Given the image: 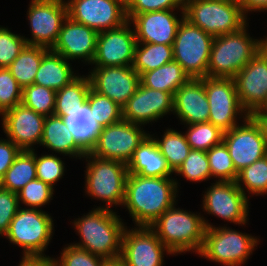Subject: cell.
Listing matches in <instances>:
<instances>
[{"label": "cell", "instance_id": "cell-29", "mask_svg": "<svg viewBox=\"0 0 267 266\" xmlns=\"http://www.w3.org/2000/svg\"><path fill=\"white\" fill-rule=\"evenodd\" d=\"M190 79L189 75L176 61L169 62L140 75V83L143 86L173 95L180 86L186 84Z\"/></svg>", "mask_w": 267, "mask_h": 266}, {"label": "cell", "instance_id": "cell-41", "mask_svg": "<svg viewBox=\"0 0 267 266\" xmlns=\"http://www.w3.org/2000/svg\"><path fill=\"white\" fill-rule=\"evenodd\" d=\"M54 189L40 179L28 182L18 193V203L20 201L32 209H38L52 200Z\"/></svg>", "mask_w": 267, "mask_h": 266}, {"label": "cell", "instance_id": "cell-25", "mask_svg": "<svg viewBox=\"0 0 267 266\" xmlns=\"http://www.w3.org/2000/svg\"><path fill=\"white\" fill-rule=\"evenodd\" d=\"M127 168L128 174L144 177H170L173 173L150 134L135 149Z\"/></svg>", "mask_w": 267, "mask_h": 266}, {"label": "cell", "instance_id": "cell-4", "mask_svg": "<svg viewBox=\"0 0 267 266\" xmlns=\"http://www.w3.org/2000/svg\"><path fill=\"white\" fill-rule=\"evenodd\" d=\"M247 25L229 34L213 39L207 77L234 78L235 75L261 50L263 39H252Z\"/></svg>", "mask_w": 267, "mask_h": 266}, {"label": "cell", "instance_id": "cell-39", "mask_svg": "<svg viewBox=\"0 0 267 266\" xmlns=\"http://www.w3.org/2000/svg\"><path fill=\"white\" fill-rule=\"evenodd\" d=\"M212 177L219 181H236L238 173L234 167L229 150L222 141L206 152Z\"/></svg>", "mask_w": 267, "mask_h": 266}, {"label": "cell", "instance_id": "cell-52", "mask_svg": "<svg viewBox=\"0 0 267 266\" xmlns=\"http://www.w3.org/2000/svg\"><path fill=\"white\" fill-rule=\"evenodd\" d=\"M104 266H126L125 263L120 259L107 260Z\"/></svg>", "mask_w": 267, "mask_h": 266}, {"label": "cell", "instance_id": "cell-22", "mask_svg": "<svg viewBox=\"0 0 267 266\" xmlns=\"http://www.w3.org/2000/svg\"><path fill=\"white\" fill-rule=\"evenodd\" d=\"M98 34L96 30L67 17L51 50L61 54L67 61L82 58V61L91 64L96 52Z\"/></svg>", "mask_w": 267, "mask_h": 266}, {"label": "cell", "instance_id": "cell-16", "mask_svg": "<svg viewBox=\"0 0 267 266\" xmlns=\"http://www.w3.org/2000/svg\"><path fill=\"white\" fill-rule=\"evenodd\" d=\"M165 251L172 254L150 227H125L120 259L126 266H163Z\"/></svg>", "mask_w": 267, "mask_h": 266}, {"label": "cell", "instance_id": "cell-36", "mask_svg": "<svg viewBox=\"0 0 267 266\" xmlns=\"http://www.w3.org/2000/svg\"><path fill=\"white\" fill-rule=\"evenodd\" d=\"M235 182L244 194H267V155L239 171Z\"/></svg>", "mask_w": 267, "mask_h": 266}, {"label": "cell", "instance_id": "cell-21", "mask_svg": "<svg viewBox=\"0 0 267 266\" xmlns=\"http://www.w3.org/2000/svg\"><path fill=\"white\" fill-rule=\"evenodd\" d=\"M2 117L4 133L19 149L32 151L33 145H40L46 116L19 103Z\"/></svg>", "mask_w": 267, "mask_h": 266}, {"label": "cell", "instance_id": "cell-44", "mask_svg": "<svg viewBox=\"0 0 267 266\" xmlns=\"http://www.w3.org/2000/svg\"><path fill=\"white\" fill-rule=\"evenodd\" d=\"M25 36L0 27V68H7L27 45Z\"/></svg>", "mask_w": 267, "mask_h": 266}, {"label": "cell", "instance_id": "cell-40", "mask_svg": "<svg viewBox=\"0 0 267 266\" xmlns=\"http://www.w3.org/2000/svg\"><path fill=\"white\" fill-rule=\"evenodd\" d=\"M176 173L191 182L209 180L212 174L206 152L191 149Z\"/></svg>", "mask_w": 267, "mask_h": 266}, {"label": "cell", "instance_id": "cell-38", "mask_svg": "<svg viewBox=\"0 0 267 266\" xmlns=\"http://www.w3.org/2000/svg\"><path fill=\"white\" fill-rule=\"evenodd\" d=\"M56 91L37 84L23 88L22 102L25 106L33 109L36 113L44 116L54 114Z\"/></svg>", "mask_w": 267, "mask_h": 266}, {"label": "cell", "instance_id": "cell-15", "mask_svg": "<svg viewBox=\"0 0 267 266\" xmlns=\"http://www.w3.org/2000/svg\"><path fill=\"white\" fill-rule=\"evenodd\" d=\"M233 79L246 114L258 112L267 100V50L262 47Z\"/></svg>", "mask_w": 267, "mask_h": 266}, {"label": "cell", "instance_id": "cell-49", "mask_svg": "<svg viewBox=\"0 0 267 266\" xmlns=\"http://www.w3.org/2000/svg\"><path fill=\"white\" fill-rule=\"evenodd\" d=\"M19 266H54L53 258L41 255H23Z\"/></svg>", "mask_w": 267, "mask_h": 266}, {"label": "cell", "instance_id": "cell-26", "mask_svg": "<svg viewBox=\"0 0 267 266\" xmlns=\"http://www.w3.org/2000/svg\"><path fill=\"white\" fill-rule=\"evenodd\" d=\"M40 145L56 153L65 154L69 157H79V159L83 158L87 153L74 138L64 117L55 114L45 118Z\"/></svg>", "mask_w": 267, "mask_h": 266}, {"label": "cell", "instance_id": "cell-27", "mask_svg": "<svg viewBox=\"0 0 267 266\" xmlns=\"http://www.w3.org/2000/svg\"><path fill=\"white\" fill-rule=\"evenodd\" d=\"M61 54L48 49L44 54L35 75L34 84L50 88L54 91L62 89L77 76Z\"/></svg>", "mask_w": 267, "mask_h": 266}, {"label": "cell", "instance_id": "cell-18", "mask_svg": "<svg viewBox=\"0 0 267 266\" xmlns=\"http://www.w3.org/2000/svg\"><path fill=\"white\" fill-rule=\"evenodd\" d=\"M128 20L120 27L98 34L96 52L91 64L95 66H132L137 40Z\"/></svg>", "mask_w": 267, "mask_h": 266}, {"label": "cell", "instance_id": "cell-35", "mask_svg": "<svg viewBox=\"0 0 267 266\" xmlns=\"http://www.w3.org/2000/svg\"><path fill=\"white\" fill-rule=\"evenodd\" d=\"M91 115L96 124L102 128L121 121L122 107L106 96H103L92 88L90 89L86 100Z\"/></svg>", "mask_w": 267, "mask_h": 266}, {"label": "cell", "instance_id": "cell-19", "mask_svg": "<svg viewBox=\"0 0 267 266\" xmlns=\"http://www.w3.org/2000/svg\"><path fill=\"white\" fill-rule=\"evenodd\" d=\"M89 79L91 88L123 107L140 84V75L132 66H95Z\"/></svg>", "mask_w": 267, "mask_h": 266}, {"label": "cell", "instance_id": "cell-37", "mask_svg": "<svg viewBox=\"0 0 267 266\" xmlns=\"http://www.w3.org/2000/svg\"><path fill=\"white\" fill-rule=\"evenodd\" d=\"M184 134L191 149L207 152L223 141L224 132L211 122H202L189 125Z\"/></svg>", "mask_w": 267, "mask_h": 266}, {"label": "cell", "instance_id": "cell-32", "mask_svg": "<svg viewBox=\"0 0 267 266\" xmlns=\"http://www.w3.org/2000/svg\"><path fill=\"white\" fill-rule=\"evenodd\" d=\"M172 61H174L173 45L137 43L132 67L141 75Z\"/></svg>", "mask_w": 267, "mask_h": 266}, {"label": "cell", "instance_id": "cell-45", "mask_svg": "<svg viewBox=\"0 0 267 266\" xmlns=\"http://www.w3.org/2000/svg\"><path fill=\"white\" fill-rule=\"evenodd\" d=\"M36 175L44 183L54 188L55 182L64 175V162L52 154L37 156L35 153Z\"/></svg>", "mask_w": 267, "mask_h": 266}, {"label": "cell", "instance_id": "cell-20", "mask_svg": "<svg viewBox=\"0 0 267 266\" xmlns=\"http://www.w3.org/2000/svg\"><path fill=\"white\" fill-rule=\"evenodd\" d=\"M174 111V95L138 85L135 93L122 107V118L133 124L144 125L163 118Z\"/></svg>", "mask_w": 267, "mask_h": 266}, {"label": "cell", "instance_id": "cell-11", "mask_svg": "<svg viewBox=\"0 0 267 266\" xmlns=\"http://www.w3.org/2000/svg\"><path fill=\"white\" fill-rule=\"evenodd\" d=\"M209 101V120L221 131H230L238 125L237 114L245 119L248 115L240 105L233 78H200ZM240 113V114H239ZM244 113V115H243Z\"/></svg>", "mask_w": 267, "mask_h": 266}, {"label": "cell", "instance_id": "cell-2", "mask_svg": "<svg viewBox=\"0 0 267 266\" xmlns=\"http://www.w3.org/2000/svg\"><path fill=\"white\" fill-rule=\"evenodd\" d=\"M120 216L111 209L98 207L87 215L74 220V228L81 242L72 245L85 249L107 260L121 256L124 226Z\"/></svg>", "mask_w": 267, "mask_h": 266}, {"label": "cell", "instance_id": "cell-54", "mask_svg": "<svg viewBox=\"0 0 267 266\" xmlns=\"http://www.w3.org/2000/svg\"><path fill=\"white\" fill-rule=\"evenodd\" d=\"M263 47L267 50V38L263 39Z\"/></svg>", "mask_w": 267, "mask_h": 266}, {"label": "cell", "instance_id": "cell-33", "mask_svg": "<svg viewBox=\"0 0 267 266\" xmlns=\"http://www.w3.org/2000/svg\"><path fill=\"white\" fill-rule=\"evenodd\" d=\"M86 76L77 75L69 84L56 91L55 115L64 116L72 107L81 106L86 102L91 89L89 76Z\"/></svg>", "mask_w": 267, "mask_h": 266}, {"label": "cell", "instance_id": "cell-5", "mask_svg": "<svg viewBox=\"0 0 267 266\" xmlns=\"http://www.w3.org/2000/svg\"><path fill=\"white\" fill-rule=\"evenodd\" d=\"M185 18L213 37L233 33L247 23L238 0H184Z\"/></svg>", "mask_w": 267, "mask_h": 266}, {"label": "cell", "instance_id": "cell-13", "mask_svg": "<svg viewBox=\"0 0 267 266\" xmlns=\"http://www.w3.org/2000/svg\"><path fill=\"white\" fill-rule=\"evenodd\" d=\"M68 17L97 32L120 27L128 21L125 0H68Z\"/></svg>", "mask_w": 267, "mask_h": 266}, {"label": "cell", "instance_id": "cell-6", "mask_svg": "<svg viewBox=\"0 0 267 266\" xmlns=\"http://www.w3.org/2000/svg\"><path fill=\"white\" fill-rule=\"evenodd\" d=\"M83 158L88 161L85 171L87 194L106 202V209H111L112 205L122 206L128 176L127 164L117 160L99 159L88 152Z\"/></svg>", "mask_w": 267, "mask_h": 266}, {"label": "cell", "instance_id": "cell-23", "mask_svg": "<svg viewBox=\"0 0 267 266\" xmlns=\"http://www.w3.org/2000/svg\"><path fill=\"white\" fill-rule=\"evenodd\" d=\"M174 10L145 12L134 15L129 21L134 25L137 43H156L173 45L177 29L185 17L178 19Z\"/></svg>", "mask_w": 267, "mask_h": 266}, {"label": "cell", "instance_id": "cell-42", "mask_svg": "<svg viewBox=\"0 0 267 266\" xmlns=\"http://www.w3.org/2000/svg\"><path fill=\"white\" fill-rule=\"evenodd\" d=\"M23 88L7 68H0V114L22 102Z\"/></svg>", "mask_w": 267, "mask_h": 266}, {"label": "cell", "instance_id": "cell-34", "mask_svg": "<svg viewBox=\"0 0 267 266\" xmlns=\"http://www.w3.org/2000/svg\"><path fill=\"white\" fill-rule=\"evenodd\" d=\"M161 154L173 173L181 166L191 150L185 134L173 129H166L162 139L154 138Z\"/></svg>", "mask_w": 267, "mask_h": 266}, {"label": "cell", "instance_id": "cell-51", "mask_svg": "<svg viewBox=\"0 0 267 266\" xmlns=\"http://www.w3.org/2000/svg\"><path fill=\"white\" fill-rule=\"evenodd\" d=\"M261 126L263 135L267 144V114H253L252 115Z\"/></svg>", "mask_w": 267, "mask_h": 266}, {"label": "cell", "instance_id": "cell-14", "mask_svg": "<svg viewBox=\"0 0 267 266\" xmlns=\"http://www.w3.org/2000/svg\"><path fill=\"white\" fill-rule=\"evenodd\" d=\"M28 9L27 16L32 39L25 38L27 45L51 49L68 17L66 2L63 0H31Z\"/></svg>", "mask_w": 267, "mask_h": 266}, {"label": "cell", "instance_id": "cell-10", "mask_svg": "<svg viewBox=\"0 0 267 266\" xmlns=\"http://www.w3.org/2000/svg\"><path fill=\"white\" fill-rule=\"evenodd\" d=\"M149 135L141 125L121 121L100 128L96 142L89 154L103 160H117L125 164L131 160L135 149Z\"/></svg>", "mask_w": 267, "mask_h": 266}, {"label": "cell", "instance_id": "cell-31", "mask_svg": "<svg viewBox=\"0 0 267 266\" xmlns=\"http://www.w3.org/2000/svg\"><path fill=\"white\" fill-rule=\"evenodd\" d=\"M47 50L48 48L43 46L26 45L18 57L7 67L22 88L34 84L43 54Z\"/></svg>", "mask_w": 267, "mask_h": 266}, {"label": "cell", "instance_id": "cell-28", "mask_svg": "<svg viewBox=\"0 0 267 266\" xmlns=\"http://www.w3.org/2000/svg\"><path fill=\"white\" fill-rule=\"evenodd\" d=\"M91 114V110L85 102L81 106L72 107L63 116L74 138L86 152L92 148L100 131V127Z\"/></svg>", "mask_w": 267, "mask_h": 266}, {"label": "cell", "instance_id": "cell-24", "mask_svg": "<svg viewBox=\"0 0 267 266\" xmlns=\"http://www.w3.org/2000/svg\"><path fill=\"white\" fill-rule=\"evenodd\" d=\"M187 125L208 122L209 101L201 79L191 78L174 94L173 114Z\"/></svg>", "mask_w": 267, "mask_h": 266}, {"label": "cell", "instance_id": "cell-1", "mask_svg": "<svg viewBox=\"0 0 267 266\" xmlns=\"http://www.w3.org/2000/svg\"><path fill=\"white\" fill-rule=\"evenodd\" d=\"M170 177L128 174L123 206L137 226H150L176 204L178 182Z\"/></svg>", "mask_w": 267, "mask_h": 266}, {"label": "cell", "instance_id": "cell-30", "mask_svg": "<svg viewBox=\"0 0 267 266\" xmlns=\"http://www.w3.org/2000/svg\"><path fill=\"white\" fill-rule=\"evenodd\" d=\"M34 150L20 151L0 180L1 187L17 194L28 182L37 178Z\"/></svg>", "mask_w": 267, "mask_h": 266}, {"label": "cell", "instance_id": "cell-7", "mask_svg": "<svg viewBox=\"0 0 267 266\" xmlns=\"http://www.w3.org/2000/svg\"><path fill=\"white\" fill-rule=\"evenodd\" d=\"M213 39V36L185 17L179 24L173 43L174 61L182 66L190 78L207 77Z\"/></svg>", "mask_w": 267, "mask_h": 266}, {"label": "cell", "instance_id": "cell-8", "mask_svg": "<svg viewBox=\"0 0 267 266\" xmlns=\"http://www.w3.org/2000/svg\"><path fill=\"white\" fill-rule=\"evenodd\" d=\"M257 238L227 227L206 228L203 246L198 253L224 266H241L257 247Z\"/></svg>", "mask_w": 267, "mask_h": 266}, {"label": "cell", "instance_id": "cell-47", "mask_svg": "<svg viewBox=\"0 0 267 266\" xmlns=\"http://www.w3.org/2000/svg\"><path fill=\"white\" fill-rule=\"evenodd\" d=\"M19 207L17 194L0 186V236L7 233Z\"/></svg>", "mask_w": 267, "mask_h": 266}, {"label": "cell", "instance_id": "cell-50", "mask_svg": "<svg viewBox=\"0 0 267 266\" xmlns=\"http://www.w3.org/2000/svg\"><path fill=\"white\" fill-rule=\"evenodd\" d=\"M238 2L245 16L250 11L267 10V0H238Z\"/></svg>", "mask_w": 267, "mask_h": 266}, {"label": "cell", "instance_id": "cell-43", "mask_svg": "<svg viewBox=\"0 0 267 266\" xmlns=\"http://www.w3.org/2000/svg\"><path fill=\"white\" fill-rule=\"evenodd\" d=\"M106 261L107 259L72 244L63 249L58 260L53 258L54 266H104Z\"/></svg>", "mask_w": 267, "mask_h": 266}, {"label": "cell", "instance_id": "cell-12", "mask_svg": "<svg viewBox=\"0 0 267 266\" xmlns=\"http://www.w3.org/2000/svg\"><path fill=\"white\" fill-rule=\"evenodd\" d=\"M243 122L223 134V142L237 173L267 155V144L259 123L252 115Z\"/></svg>", "mask_w": 267, "mask_h": 266}, {"label": "cell", "instance_id": "cell-3", "mask_svg": "<svg viewBox=\"0 0 267 266\" xmlns=\"http://www.w3.org/2000/svg\"><path fill=\"white\" fill-rule=\"evenodd\" d=\"M175 205L149 227L173 255L190 250L198 254L203 246L205 230L211 224L200 213L177 209Z\"/></svg>", "mask_w": 267, "mask_h": 266}, {"label": "cell", "instance_id": "cell-53", "mask_svg": "<svg viewBox=\"0 0 267 266\" xmlns=\"http://www.w3.org/2000/svg\"><path fill=\"white\" fill-rule=\"evenodd\" d=\"M254 114H267V100L266 103L262 106V108L258 112H255Z\"/></svg>", "mask_w": 267, "mask_h": 266}, {"label": "cell", "instance_id": "cell-9", "mask_svg": "<svg viewBox=\"0 0 267 266\" xmlns=\"http://www.w3.org/2000/svg\"><path fill=\"white\" fill-rule=\"evenodd\" d=\"M53 226L51 216L41 209L19 207L4 236L22 247L23 255L43 256L53 236Z\"/></svg>", "mask_w": 267, "mask_h": 266}, {"label": "cell", "instance_id": "cell-17", "mask_svg": "<svg viewBox=\"0 0 267 266\" xmlns=\"http://www.w3.org/2000/svg\"><path fill=\"white\" fill-rule=\"evenodd\" d=\"M203 195V211L224 220L244 225L248 220L249 200L235 181H217Z\"/></svg>", "mask_w": 267, "mask_h": 266}, {"label": "cell", "instance_id": "cell-48", "mask_svg": "<svg viewBox=\"0 0 267 266\" xmlns=\"http://www.w3.org/2000/svg\"><path fill=\"white\" fill-rule=\"evenodd\" d=\"M19 149L11 140L0 139V180L13 164L15 157L20 153Z\"/></svg>", "mask_w": 267, "mask_h": 266}, {"label": "cell", "instance_id": "cell-46", "mask_svg": "<svg viewBox=\"0 0 267 266\" xmlns=\"http://www.w3.org/2000/svg\"><path fill=\"white\" fill-rule=\"evenodd\" d=\"M127 19L136 14L161 10H184V0H125Z\"/></svg>", "mask_w": 267, "mask_h": 266}]
</instances>
